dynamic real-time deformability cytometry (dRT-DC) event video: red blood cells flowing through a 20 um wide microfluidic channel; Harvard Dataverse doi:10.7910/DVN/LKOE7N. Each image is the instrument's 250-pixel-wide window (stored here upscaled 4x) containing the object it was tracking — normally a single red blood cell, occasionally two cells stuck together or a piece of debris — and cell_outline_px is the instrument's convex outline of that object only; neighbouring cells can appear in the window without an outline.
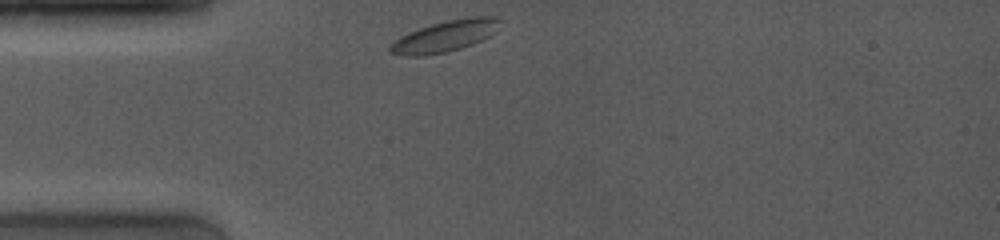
{"species": "common noctule bat (a hibernating species)", "species_latin": "Nyctalus noctula", "temperature_condition": "room temperature", "stored_images_in_passage": 26, "camera_frame_rate_fps": 4000, "um_per_image_px": 0.085, "animal": {"sex": "female", "body_mass_g": 19.0, "forearm_length_mm": 53.3}, "frame": {"image": 1, "passage_image": 1, "time_ms": 0.0, "image_size_px": [1000, 240], "cell_outline_px": [[500, 20], [496, 32], [472, 44], [460, 48], [444, 52], [424, 56], [404, 56], [388, 52], [388, 48], [400, 36], [408, 32], [432, 24], [448, 20], [472, 16], [492, 16]], "centroid_in_image_um": [37.8, 3.08], "position_along_channel_um": 47.2, "area_um2": 19.77}}
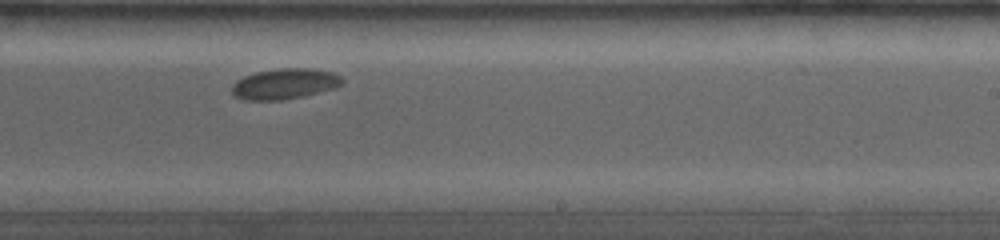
{"frame": {"image": 2, "passage_image": 16, "time_ms": 6.25, "image_size_px": [1000, 240], "cell_outline_px": [[344, 80], [336, 88], [304, 96], [280, 100], [244, 100], [232, 96], [232, 84], [236, 80], [244, 76], [256, 72], [280, 68], [312, 68], [332, 72], [340, 76]], "centroid_in_image_um": [24.17, 7.13], "position_along_channel_um": 264.8, "area_um2": 19.83}}
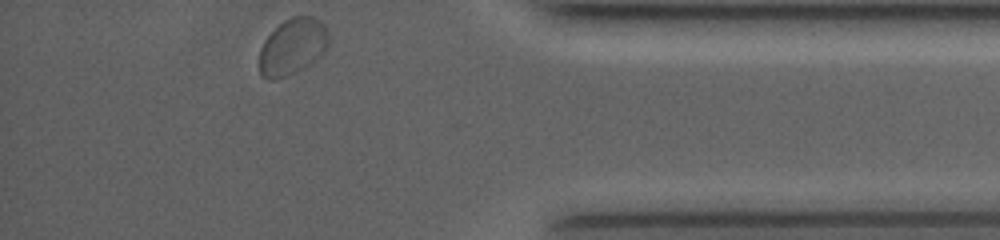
{"frame": {"image": 3, "passage_image": 26, "time_ms": 10.5, "image_size_px": [1000, 240], "cell_outline_px": [[328, 44], [324, 52], [316, 60], [296, 72], [288, 76], [272, 80], [264, 76], [260, 72], [260, 48], [264, 40], [284, 20], [292, 16], [312, 16], [320, 20], [324, 24], [328, 32]], "centroid_in_image_um": [24.89, 3.95], "position_along_channel_um": 410.3, "area_um2": 22.66}, "authors_computed_cell_mechanics": {"area_um2": 19.7098, "velocity_mm_per_s": 3.7338, "shape_relaxation_time_tau1_ms": 3.4495, "shape_relaxation_time_tau2_ms": null, "deformation_change_tau1": 0.0521, "deformation_change_tau2": null}}